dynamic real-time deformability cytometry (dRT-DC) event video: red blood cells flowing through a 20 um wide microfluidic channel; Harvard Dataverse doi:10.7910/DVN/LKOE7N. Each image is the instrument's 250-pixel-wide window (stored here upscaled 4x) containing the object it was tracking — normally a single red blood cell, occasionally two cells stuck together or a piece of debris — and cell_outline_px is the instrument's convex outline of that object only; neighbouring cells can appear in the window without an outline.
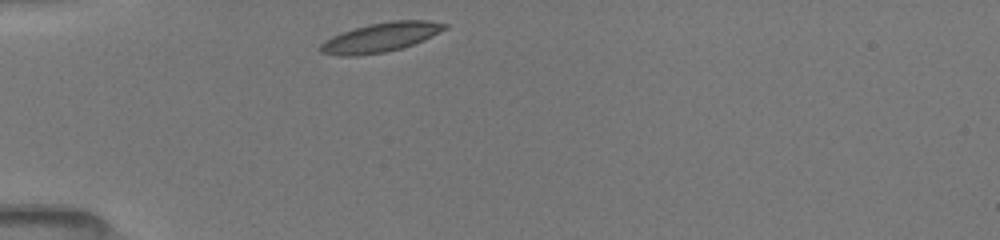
{"species": "common noctule bat (a hibernating species)", "species_latin": "Nyctalus noctula", "temperature_condition": "room temperature", "stored_images_in_passage": 32, "camera_frame_rate_fps": 3000, "um_per_image_px": 0.085, "animal": {"sex": "female", "body_mass_g": 19.5, "forearm_length_mm": 54.1}, "frame": {"image": 1, "passage_image": 1, "time_ms": 0.0, "image_size_px": [1000, 240], "cell_outline_px": [[448, 28], [424, 40], [400, 48], [384, 52], [360, 56], [340, 56], [320, 52], [316, 48], [324, 40], [332, 36], [352, 28], [392, 20], [428, 20], [448, 24]], "centroid_in_image_um": [32.32, 3.18], "position_along_channel_um": 52.7, "area_um2": 21.33}}
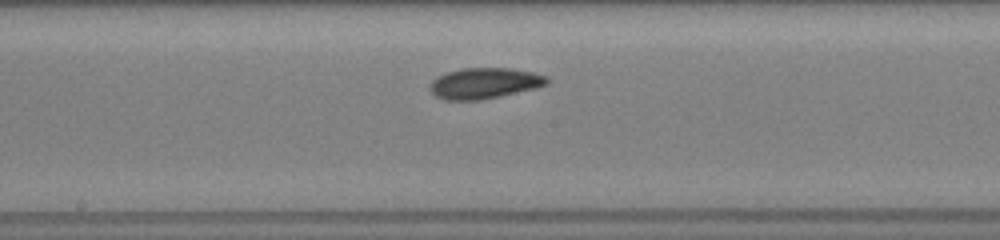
{"frame": {"image": 2, "passage_image": 14, "time_ms": 4.333, "image_size_px": [1000, 240], "cell_outline_px": [[548, 80], [544, 84], [532, 88], [500, 96], [480, 100], [440, 100], [428, 88], [428, 84], [432, 80], [448, 72], [460, 68], [512, 68], [532, 72], [548, 76]], "centroid_in_image_um": [41.1, 7.07], "position_along_channel_um": 207.1, "area_um2": 20.87}}
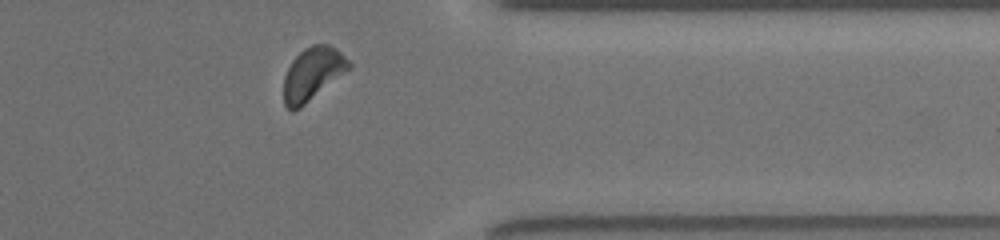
{"frame": {"image": 3, "passage_image": 28, "time_ms": 9.0, "image_size_px": [1000, 240], "cell_outline_px": [[352, 64], [344, 72], [300, 108], [292, 112], [284, 104], [284, 76], [292, 60], [304, 48], [312, 44], [328, 44], [336, 48]], "centroid_in_image_um": [26.53, 6.26], "position_along_channel_um": 384.9, "area_um2": 19.65}, "authors_computed_cell_mechanics": {"area_um2": 20.519, "velocity_mm_per_s": 3.9701, "shape_relaxation_time_tau1_ms": 2.9795, "shape_relaxation_time_tau2_ms": null, "deformation_change_tau1": 0.09, "deformation_change_tau2": null}}